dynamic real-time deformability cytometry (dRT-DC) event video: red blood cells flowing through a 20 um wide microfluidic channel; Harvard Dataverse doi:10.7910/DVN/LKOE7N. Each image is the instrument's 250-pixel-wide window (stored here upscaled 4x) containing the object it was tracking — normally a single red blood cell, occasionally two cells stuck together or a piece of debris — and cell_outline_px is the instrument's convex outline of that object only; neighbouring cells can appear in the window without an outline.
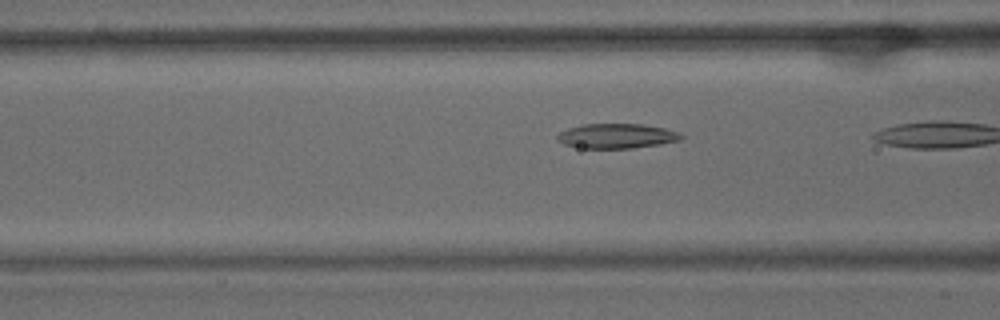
{"species": "common noctule bat (a hibernating species)", "species_latin": "Nyctalus noctula", "temperature_condition": "warm", "stored_images_in_passage": 6, "camera_frame_rate_fps": 3000, "um_per_image_px": 0.085, "animal": {"sex": "male", "body_mass_g": 15.6}, "frame": {"image": 1, "passage_image": 5, "time_ms": 1.333, "image_size_px": [1000, 320], "cell_outline_px": [[684, 136], [680, 140], [660, 144], [632, 148], [580, 148], [564, 144], [556, 140], [556, 136], [560, 132], [568, 128], [584, 124], [644, 124], [664, 128], [680, 132]], "centroid_in_image_um": [52.42, 11.56], "position_along_channel_um": 114.2, "area_um2": 17.92}}